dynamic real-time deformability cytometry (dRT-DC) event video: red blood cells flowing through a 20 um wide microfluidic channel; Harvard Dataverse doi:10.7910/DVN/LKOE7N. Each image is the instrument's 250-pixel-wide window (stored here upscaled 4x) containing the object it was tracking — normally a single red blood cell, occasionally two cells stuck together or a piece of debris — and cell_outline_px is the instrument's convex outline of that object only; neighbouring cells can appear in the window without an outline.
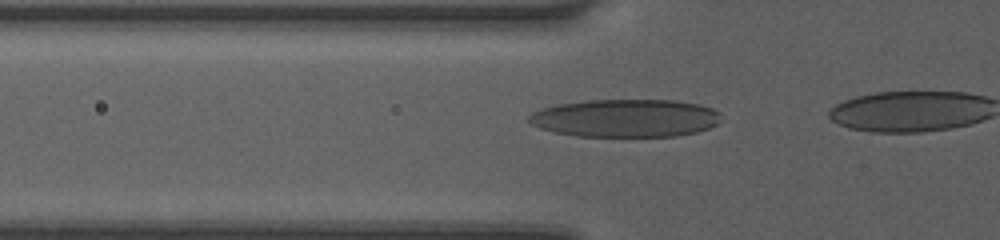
{"species": "human", "species_latin": "Homo sapiens", "temperature_condition": "room temperature", "stored_images_in_passage": 4, "camera_frame_rate_fps": 3000, "um_per_image_px": 0.085, "donor": {"sex": "female"}, "frame": {"image": 1, "passage_image": 2, "time_ms": 0.333, "image_size_px": [1000, 240], "cell_outline_px": [[720, 120], [716, 124], [708, 128], [696, 132], [676, 136], [576, 136], [552, 132], [540, 128], [532, 124], [528, 120], [528, 116], [532, 112], [556, 104], [588, 100], [676, 100], [700, 104], [712, 108], [720, 112]], "centroid_in_image_um": [53.16, 10.03], "position_along_channel_um": 72.6, "area_um2": 42.6}}